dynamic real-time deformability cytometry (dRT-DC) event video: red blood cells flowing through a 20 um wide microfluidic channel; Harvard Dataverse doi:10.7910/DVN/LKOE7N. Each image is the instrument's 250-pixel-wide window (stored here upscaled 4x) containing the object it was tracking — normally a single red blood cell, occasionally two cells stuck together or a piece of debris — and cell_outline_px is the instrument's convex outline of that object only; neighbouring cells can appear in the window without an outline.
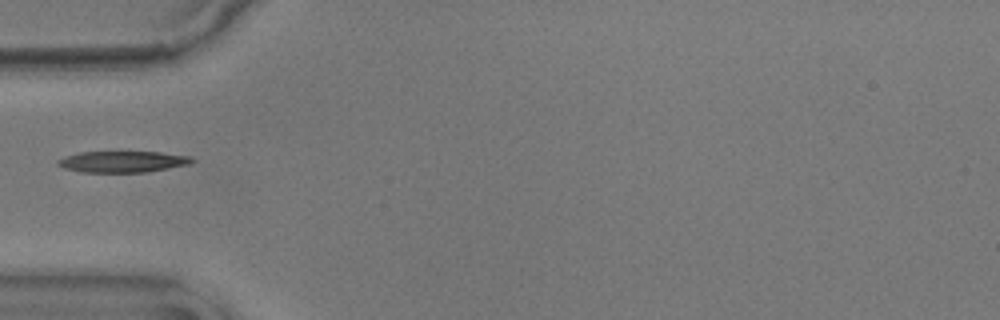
{"species": "common noctule bat (a hibernating species)", "species_latin": "Nyctalus noctula", "temperature_condition": "warm", "stored_images_in_passage": 31, "camera_frame_rate_fps": 3000, "um_per_image_px": 0.085, "animal": {"sex": "male", "body_mass_g": 17.9}, "frame": {"image": 1, "passage_image": 1, "time_ms": 0.0, "image_size_px": [1000, 320], "cell_outline_px": [[196, 160], [188, 164], [148, 172], [80, 172], [64, 168], [56, 164], [56, 160], [64, 156], [80, 152], [160, 152], [192, 156]], "centroid_in_image_um": [10.41, 13.74], "position_along_channel_um": 74.6, "area_um2": 16.7}}